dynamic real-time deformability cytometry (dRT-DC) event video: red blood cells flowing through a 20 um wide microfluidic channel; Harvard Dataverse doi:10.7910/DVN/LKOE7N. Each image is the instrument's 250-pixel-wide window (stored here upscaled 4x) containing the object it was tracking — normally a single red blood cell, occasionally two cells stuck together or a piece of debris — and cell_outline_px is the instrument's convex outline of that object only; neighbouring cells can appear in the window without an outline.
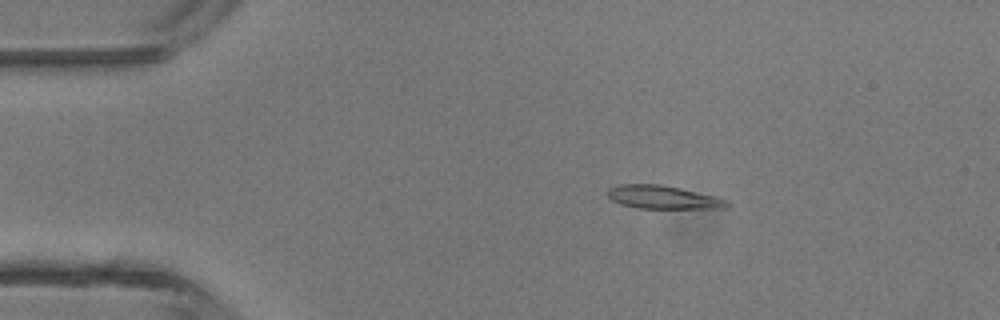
{"species": "common noctule bat (a hibernating species)", "species_latin": "Nyctalus noctula", "temperature_condition": "room temperature", "stored_images_in_passage": 4, "camera_frame_rate_fps": 3000, "um_per_image_px": 0.085, "animal": {"sex": "male", "body_mass_g": 13.3}, "frame": {"image": 1, "passage_image": 2, "time_ms": 0.333, "image_size_px": [1000, 320], "cell_outline_px": [[732, 204], [724, 208], [636, 208], [620, 204], [612, 200], [608, 196], [608, 188], [620, 184], [660, 184], [680, 188], [728, 200]], "centroid_in_image_um": [56.33, 16.77], "position_along_channel_um": 28.7, "area_um2": 16.07}}
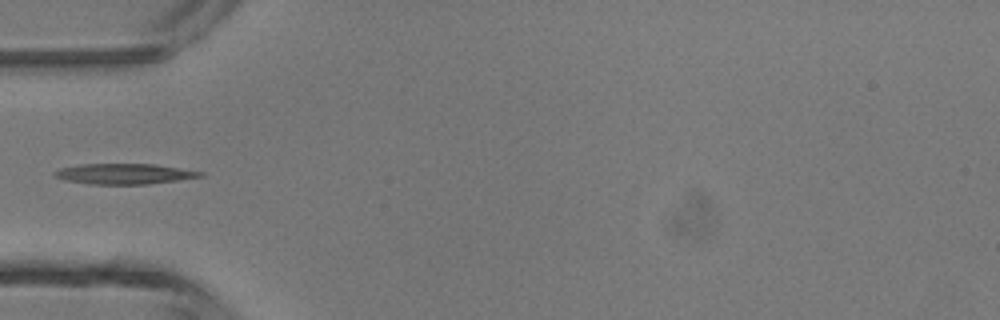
{"frame": {"image": 2, "passage_image": 4, "time_ms": 1.0, "image_size_px": [1000, 320], "cell_outline_px": [[204, 176], [148, 184], [88, 184], [64, 180], [56, 176], [52, 172], [60, 168], [80, 164], [156, 164], [204, 172]], "centroid_in_image_um": [10.54, 14.77], "position_along_channel_um": 74.5, "area_um2": 17.34}}